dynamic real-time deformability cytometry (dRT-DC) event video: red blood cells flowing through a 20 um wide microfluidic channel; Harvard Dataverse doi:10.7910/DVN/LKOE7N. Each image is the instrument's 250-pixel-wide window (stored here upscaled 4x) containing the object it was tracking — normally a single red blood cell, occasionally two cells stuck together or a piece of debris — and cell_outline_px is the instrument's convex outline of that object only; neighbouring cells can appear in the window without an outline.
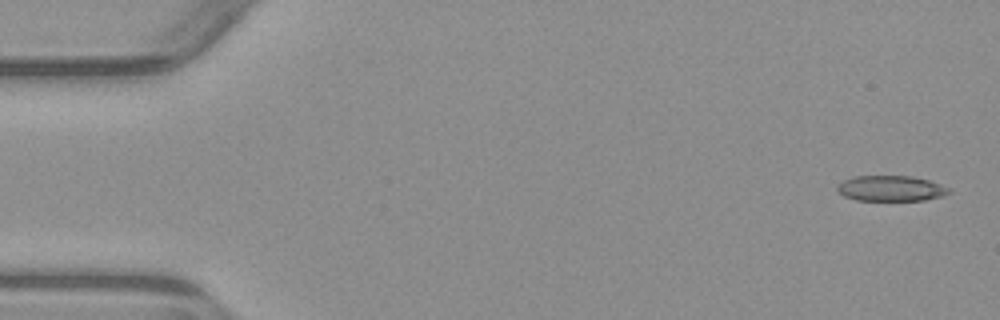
{"species": "common noctule bat (a hibernating species)", "species_latin": "Nyctalus noctula", "temperature_condition": "warm", "stored_images_in_passage": 6, "camera_frame_rate_fps": 3000, "um_per_image_px": 0.085, "animal": {"sex": "male", "body_mass_g": 23.1, "forearm_length_mm": 52.7}, "frame": {"image": 1, "passage_image": 1, "time_ms": 0.0, "image_size_px": [1000, 320], "cell_outline_px": [[952, 192], [944, 196], [924, 200], [856, 200], [844, 196], [836, 188], [844, 180], [852, 176], [912, 176], [928, 180], [952, 188]], "centroid_in_image_um": [75.78, 16.01], "position_along_channel_um": 9.2, "area_um2": 16.65}}